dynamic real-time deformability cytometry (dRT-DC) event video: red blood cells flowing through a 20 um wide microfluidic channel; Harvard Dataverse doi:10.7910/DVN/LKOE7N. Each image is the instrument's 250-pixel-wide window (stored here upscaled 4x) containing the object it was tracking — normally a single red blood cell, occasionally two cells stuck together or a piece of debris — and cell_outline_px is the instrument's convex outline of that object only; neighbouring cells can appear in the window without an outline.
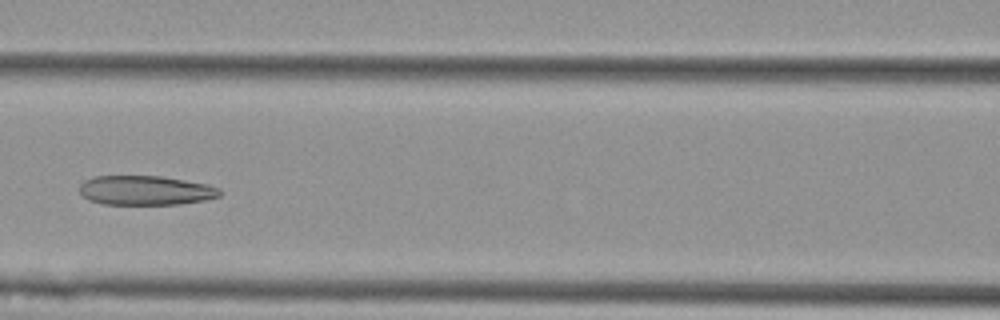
{"species": "Egyptian fruit bat (a non-hibernating species)", "species_latin": "Rousettus aegyptiacus", "temperature_condition": "cold", "stored_images_in_passage": 6, "camera_frame_rate_fps": 3000, "um_per_image_px": 0.085, "animal": {"sex": "female"}, "frame": {"image": 1, "passage_image": 6, "time_ms": 1.667, "image_size_px": [1000, 320], "cell_outline_px": [[220, 196], [204, 200], [180, 204], [104, 204], [88, 200], [80, 192], [80, 184], [84, 180], [92, 176], [160, 176], [208, 184], [220, 188]], "centroid_in_image_um": [12.36, 16.18], "position_along_channel_um": 154.2, "area_um2": 24.04}}